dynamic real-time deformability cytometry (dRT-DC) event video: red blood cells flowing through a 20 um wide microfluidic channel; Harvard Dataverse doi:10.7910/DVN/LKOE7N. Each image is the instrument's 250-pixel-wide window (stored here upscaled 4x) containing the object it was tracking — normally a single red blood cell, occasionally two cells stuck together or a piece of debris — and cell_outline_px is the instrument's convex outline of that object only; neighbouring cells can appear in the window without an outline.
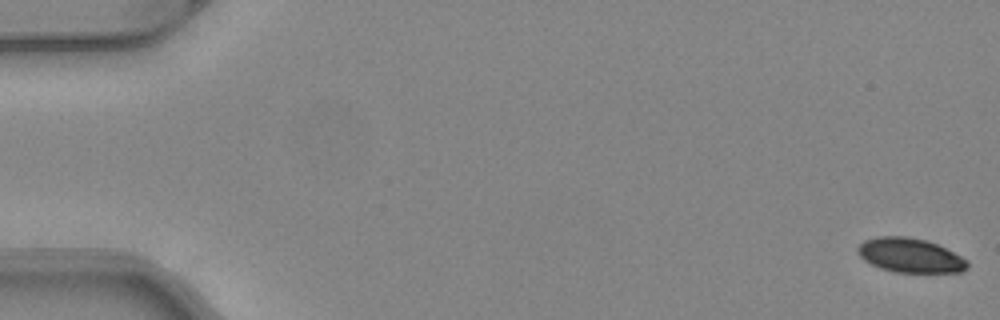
{"species": "common noctule bat (a hibernating species)", "species_latin": "Nyctalus noctula", "temperature_condition": "warm", "stored_images_in_passage": 51, "camera_frame_rate_fps": 3000, "um_per_image_px": 0.085, "animal": {"sex": "female", "body_mass_g": 24.6, "forearm_length_mm": 56.2}, "frame": {"image": 1, "passage_image": 1, "time_ms": 0.0, "image_size_px": [1000, 320], "cell_outline_px": [[968, 268], [964, 272], [896, 272], [880, 268], [864, 260], [856, 252], [856, 248], [864, 240], [876, 236], [908, 236], [928, 240], [968, 260]], "centroid_in_image_um": [77.34, 21.69], "position_along_channel_um": 7.7, "area_um2": 22.02}}
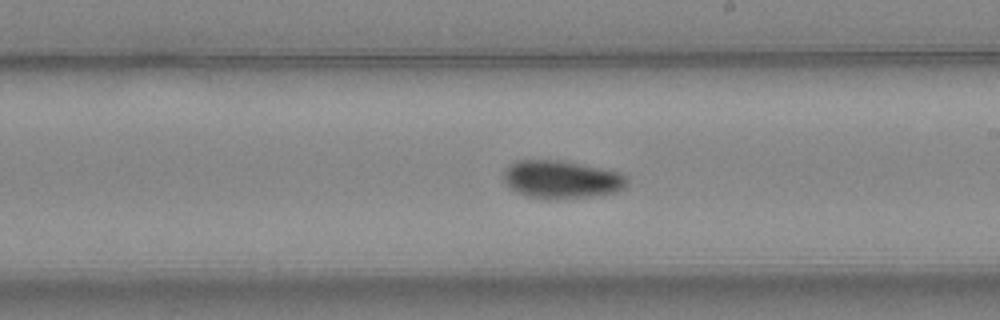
{"frame": {"image": 2, "passage_image": 30, "time_ms": 9.667, "image_size_px": [1000, 320], "cell_outline_px": [[628, 184], [624, 188], [616, 192], [560, 200], [544, 200], [528, 196], [516, 192], [508, 188], [504, 180], [504, 168], [508, 164], [516, 160], [564, 160], [620, 172], [628, 176]], "centroid_in_image_um": [47.71, 15.26], "position_along_channel_um": 241.3, "area_um2": 27.92}}
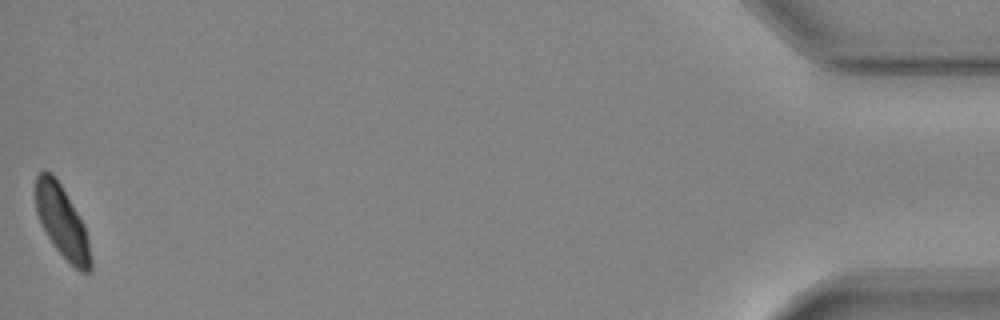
{"frame": {"image": 3, "passage_image": 51, "time_ms": 16.667, "image_size_px": [1000, 320], "cell_outline_px": [[92, 268], [88, 272], [80, 272], [56, 248], [40, 224], [36, 212], [36, 176], [44, 168], [52, 172], [56, 176], [84, 224], [88, 240], [92, 260]], "centroid_in_image_um": [5.27, 18.81], "position_along_channel_um": 429.9, "area_um2": 23.0}, "authors_computed_cell_mechanics": {"area_um2": 25.0274, "velocity_mm_per_s": 4.0854, "shape_relaxation_time_tau1_ms": 4.8285, "shape_relaxation_time_tau2_ms": 8.7266, "deformation_change_tau1": 0.1387, "deformation_change_tau2": 0.1162}}